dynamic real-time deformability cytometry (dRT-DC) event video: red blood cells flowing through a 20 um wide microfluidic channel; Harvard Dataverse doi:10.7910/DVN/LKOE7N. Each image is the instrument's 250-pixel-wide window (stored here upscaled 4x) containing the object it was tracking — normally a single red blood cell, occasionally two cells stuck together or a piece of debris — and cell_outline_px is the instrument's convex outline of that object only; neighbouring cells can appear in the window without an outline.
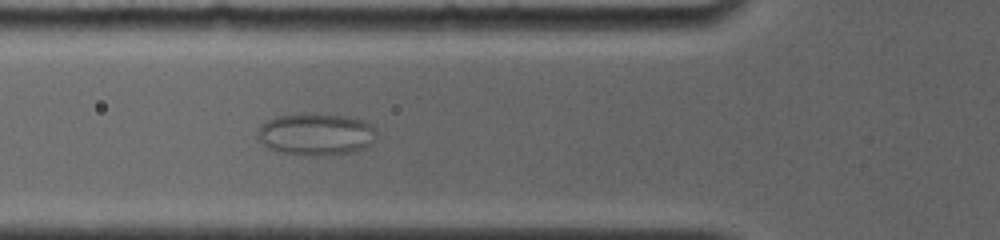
{"species": "common noctule bat (a hibernating species)", "species_latin": "Nyctalus noctula", "temperature_condition": "room temperature", "stored_images_in_passage": 29, "camera_frame_rate_fps": 4000, "um_per_image_px": 0.085, "animal": {"sex": "female", "body_mass_g": 19.0, "forearm_length_mm": 56.7}, "frame": {"image": 1, "passage_image": 7, "time_ms": 2.25, "image_size_px": [1000, 240], "cell_outline_px": [[376, 136], [364, 148], [348, 152], [320, 156], [304, 156], [276, 152], [268, 148], [256, 136], [256, 132], [268, 120], [276, 116], [300, 112], [312, 112], [348, 116], [364, 120], [376, 132]], "centroid_in_image_um": [26.8, 11.39], "position_along_channel_um": 99.0, "area_um2": 29.54}}
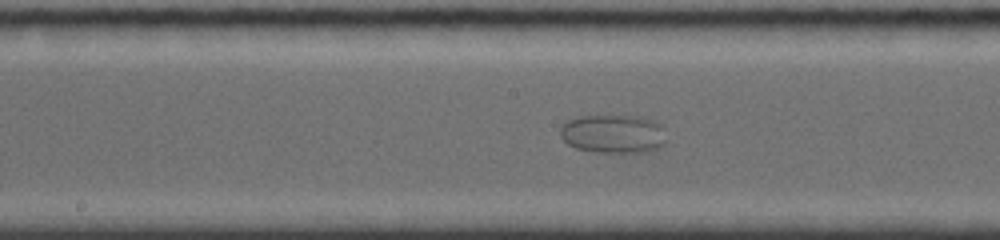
{"frame": {"image": 2, "passage_image": 15, "time_ms": 5.0, "image_size_px": [1000, 240], "cell_outline_px": [[664, 144], [660, 148], [648, 152], [596, 152], [576, 148], [568, 144], [560, 136], [560, 128], [568, 120], [580, 116], [640, 116], [652, 120], [660, 124], [664, 140]], "centroid_in_image_um": [52.11, 11.38], "position_along_channel_um": 196.1, "area_um2": 23.76}}
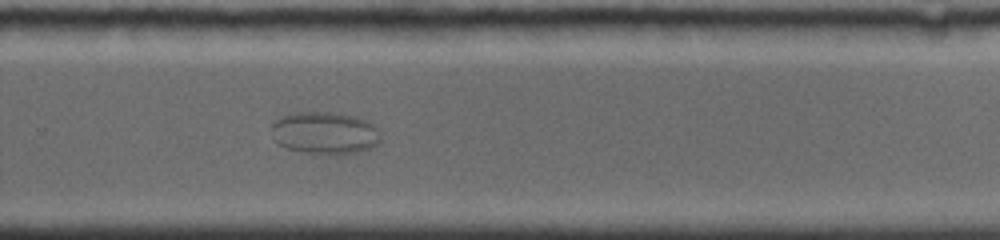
{"frame": {"image": 3, "passage_image": 23, "time_ms": 8.0, "image_size_px": [1000, 240], "cell_outline_px": [[380, 140], [376, 144], [368, 148], [356, 152], [304, 152], [288, 148], [280, 144], [276, 140], [272, 128], [272, 124], [280, 116], [292, 112], [336, 112], [356, 116], [368, 120], [376, 128], [380, 136]], "centroid_in_image_um": [27.61, 11.24], "position_along_channel_um": 302.2, "area_um2": 26.3}}